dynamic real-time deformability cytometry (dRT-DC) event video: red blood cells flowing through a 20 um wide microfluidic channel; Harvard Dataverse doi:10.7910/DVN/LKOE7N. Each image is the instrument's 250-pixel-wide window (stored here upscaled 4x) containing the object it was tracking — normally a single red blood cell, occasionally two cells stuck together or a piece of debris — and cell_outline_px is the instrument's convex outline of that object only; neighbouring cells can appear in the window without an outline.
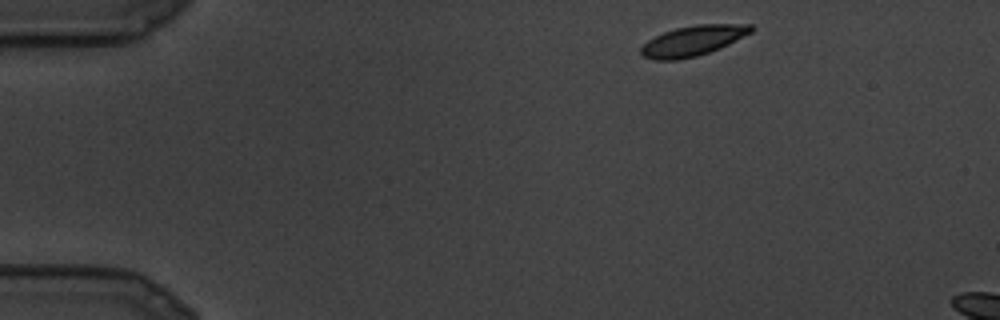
{"species": "common noctule bat (a hibernating species)", "species_latin": "Nyctalus noctula", "temperature_condition": "cold", "stored_images_in_passage": 4, "camera_frame_rate_fps": 3000, "um_per_image_px": 0.085, "animal": {"sex": "male", "body_mass_g": 19.5, "forearm_length_mm": 54.6}, "frame": {"image": 1, "passage_image": 1, "time_ms": 0.0, "image_size_px": [1000, 320], "cell_outline_px": [[756, 28], [752, 32], [720, 48], [696, 56], [680, 60], [652, 60], [644, 56], [640, 52], [640, 48], [648, 40], [664, 32], [676, 28], [696, 24], [752, 24]], "centroid_in_image_um": [58.91, 3.46], "position_along_channel_um": 26.1, "area_um2": 19.36}}